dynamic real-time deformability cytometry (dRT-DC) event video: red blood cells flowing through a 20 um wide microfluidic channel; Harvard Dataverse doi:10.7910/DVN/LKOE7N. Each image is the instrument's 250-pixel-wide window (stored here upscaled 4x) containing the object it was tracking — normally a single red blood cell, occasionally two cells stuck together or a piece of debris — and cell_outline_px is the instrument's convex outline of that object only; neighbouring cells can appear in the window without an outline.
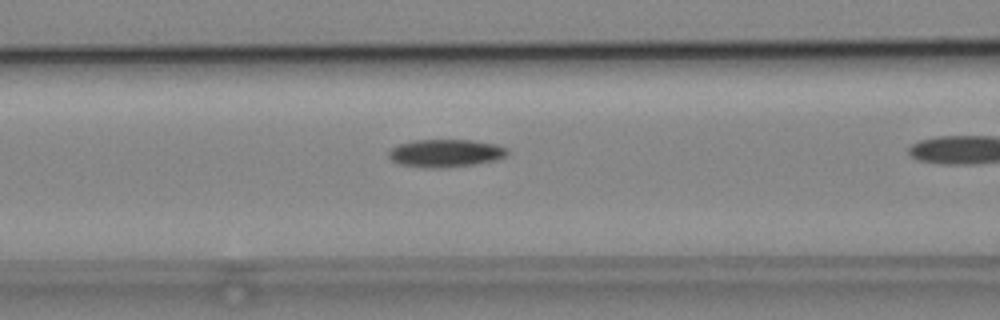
{"species": "common noctule bat (a hibernating species)", "species_latin": "Nyctalus noctula", "temperature_condition": "cold", "stored_images_in_passage": 24, "camera_frame_rate_fps": 3000, "um_per_image_px": 0.085, "animal": {"sex": "male", "body_mass_g": 19.2, "forearm_length_mm": 51.8}, "frame": {"image": 1, "passage_image": 17, "time_ms": 5.333, "image_size_px": [1000, 320], "cell_outline_px": [[508, 152], [504, 156], [496, 160], [472, 164], [440, 168], [424, 168], [400, 164], [392, 160], [388, 156], [388, 152], [392, 148], [400, 144], [412, 140], [472, 140], [496, 144], [508, 148]], "centroid_in_image_um": [37.86, 13.01], "position_along_channel_um": 128.7, "area_um2": 19.13}}